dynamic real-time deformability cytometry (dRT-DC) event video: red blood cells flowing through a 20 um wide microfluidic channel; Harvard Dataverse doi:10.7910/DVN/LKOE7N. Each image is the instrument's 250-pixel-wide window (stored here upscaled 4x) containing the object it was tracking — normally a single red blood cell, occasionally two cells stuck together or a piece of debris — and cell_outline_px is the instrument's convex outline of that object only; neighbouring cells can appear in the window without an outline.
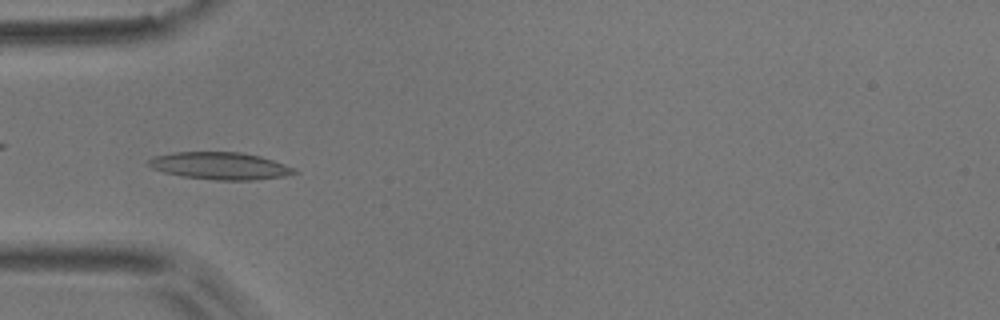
{"species": "common noctule bat (a hibernating species)", "species_latin": "Nyctalus noctula", "temperature_condition": "room temperature", "stored_images_in_passage": 4, "camera_frame_rate_fps": 3000, "um_per_image_px": 0.085, "animal": {"sex": "male", "body_mass_g": 17.9}, "frame": {"image": 1, "passage_image": 4, "time_ms": 1.0, "image_size_px": [1000, 320], "cell_outline_px": [[300, 172], [284, 176], [252, 180], [212, 180], [184, 176], [164, 172], [152, 168], [148, 164], [148, 160], [156, 156], [172, 152], [240, 152], [260, 156], [284, 164]], "centroid_in_image_um": [18.7, 14.1], "position_along_channel_um": 66.3, "area_um2": 22.95}}